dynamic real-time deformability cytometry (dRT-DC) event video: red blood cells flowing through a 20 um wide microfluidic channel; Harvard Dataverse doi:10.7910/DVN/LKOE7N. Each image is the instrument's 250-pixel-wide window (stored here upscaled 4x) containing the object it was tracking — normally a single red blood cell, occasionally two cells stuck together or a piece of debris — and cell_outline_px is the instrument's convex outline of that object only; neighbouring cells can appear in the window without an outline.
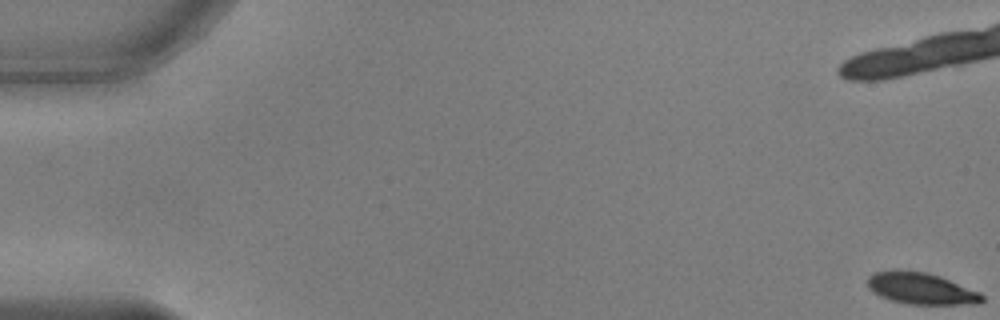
{"species": "common noctule bat (a hibernating species)", "species_latin": "Nyctalus noctula", "temperature_condition": "warm", "stored_images_in_passage": 55, "camera_frame_rate_fps": 3000, "um_per_image_px": 0.085, "animal": {"sex": "male", "body_mass_g": 17.9, "forearm_length_mm": 54.2}, "frame": {"image": 1, "passage_image": 1, "time_ms": 0.0, "image_size_px": [1000, 320], "cell_outline_px": [[984, 300], [980, 304], [908, 304], [892, 300], [880, 296], [872, 292], [868, 288], [868, 276], [876, 272], [892, 268], [896, 268], [924, 272], [940, 276], [980, 292], [984, 296]], "centroid_in_image_um": [78.27, 24.5], "position_along_channel_um": 6.7, "area_um2": 21.33}, "authors_computed_cell_mechanics": {"area_um2": 23.2356, "velocity_mm_per_s": 3.7935, "shape_relaxation_time_tau1_ms": 3.4569, "shape_relaxation_time_tau2_ms": 3.0946, "deformation_change_tau1": 0.1533, "deformation_change_tau2": 0.0666}}